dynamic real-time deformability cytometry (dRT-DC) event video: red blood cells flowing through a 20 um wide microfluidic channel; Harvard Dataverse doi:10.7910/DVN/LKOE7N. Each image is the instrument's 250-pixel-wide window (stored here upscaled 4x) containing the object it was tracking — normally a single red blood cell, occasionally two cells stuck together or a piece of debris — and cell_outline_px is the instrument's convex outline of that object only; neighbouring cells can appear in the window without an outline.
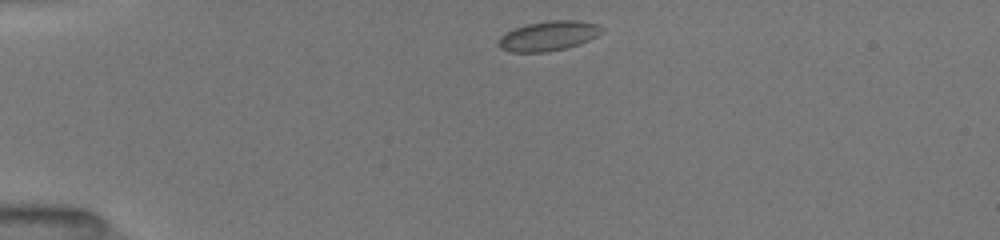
{"species": "common noctule bat (a hibernating species)", "species_latin": "Nyctalus noctula", "temperature_condition": "room temperature", "stored_images_in_passage": 40, "camera_frame_rate_fps": 3000, "um_per_image_px": 0.085, "animal": {"sex": "female", "body_mass_g": 19.5, "forearm_length_mm": 54.1}, "frame": {"image": 1, "passage_image": 1, "time_ms": 0.0, "image_size_px": [1000, 240], "cell_outline_px": [[604, 32], [580, 44], [568, 48], [548, 52], [508, 52], [500, 48], [496, 44], [496, 40], [500, 36], [516, 28], [528, 24], [548, 20], [580, 20], [596, 24], [604, 28]], "centroid_in_image_um": [46.62, 3.06], "position_along_channel_um": 38.4, "area_um2": 18.15}}
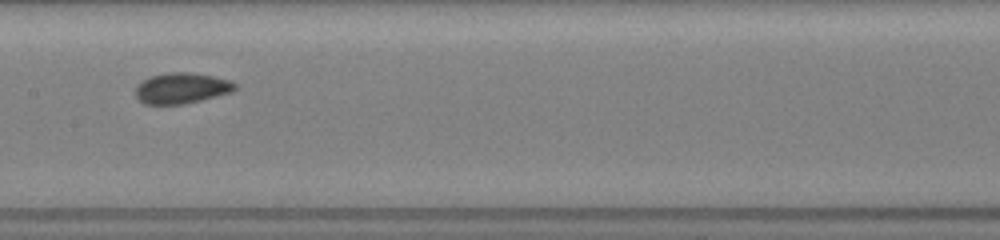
{"frame": {"image": 2, "passage_image": 16, "time_ms": 5.0, "image_size_px": [1000, 240], "cell_outline_px": [[236, 88], [232, 92], [184, 104], [144, 104], [136, 96], [136, 84], [148, 76], [168, 72], [192, 72], [212, 76], [228, 80], [236, 84]], "centroid_in_image_um": [15.39, 7.48], "position_along_channel_um": 192.0, "area_um2": 17.86}}
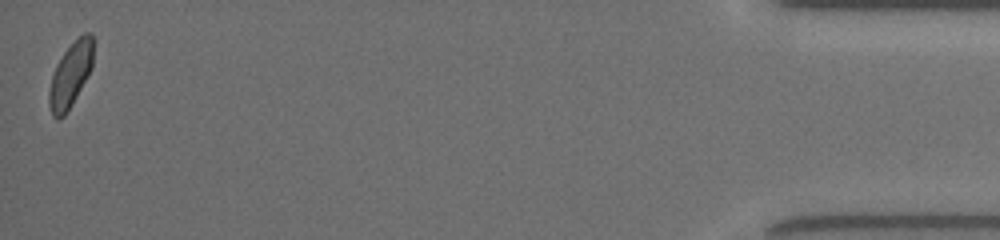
{"frame": {"image": 3, "passage_image": 40, "time_ms": 13.0, "image_size_px": [1000, 240], "cell_outline_px": [[92, 68], [72, 104], [64, 116], [52, 116], [48, 104], [48, 92], [52, 76], [56, 64], [64, 52], [84, 32], [92, 32]], "centroid_in_image_um": [5.98, 6.36], "position_along_channel_um": 429.2, "area_um2": 16.3}, "authors_computed_cell_mechanics": {"area_um2": 17.1666, "velocity_mm_per_s": 4.003, "shape_relaxation_time_tau1_ms": 1.875, "shape_relaxation_time_tau2_ms": 0.8078, "deformation_change_tau1": 0.0905, "deformation_change_tau2": 0.0617}}